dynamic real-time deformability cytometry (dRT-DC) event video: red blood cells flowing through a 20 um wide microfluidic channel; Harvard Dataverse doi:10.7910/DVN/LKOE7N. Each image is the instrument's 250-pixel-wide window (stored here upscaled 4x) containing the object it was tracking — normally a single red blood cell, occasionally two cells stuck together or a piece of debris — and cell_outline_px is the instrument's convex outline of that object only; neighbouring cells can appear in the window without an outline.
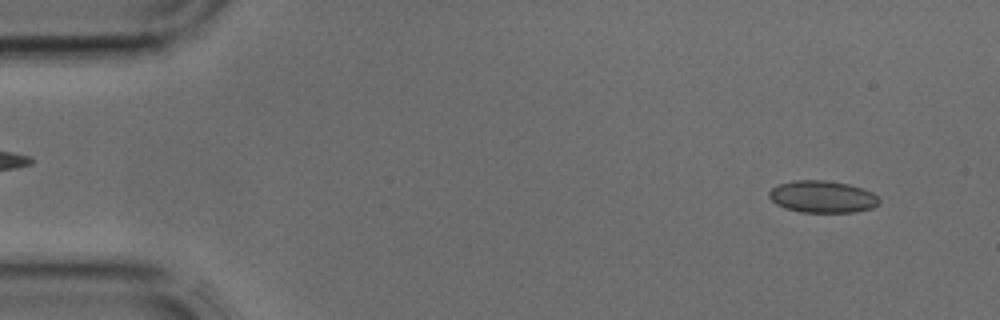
{"species": "common noctule bat (a hibernating species)", "species_latin": "Nyctalus noctula", "temperature_condition": "cold", "stored_images_in_passage": 12, "camera_frame_rate_fps": 3000, "um_per_image_px": 0.085, "animal": {"sex": "male", "body_mass_g": 17.9, "forearm_length_mm": 54.2}, "frame": {"image": 1, "passage_image": 3, "time_ms": 0.667, "image_size_px": [1000, 320], "cell_outline_px": [[880, 204], [872, 208], [856, 212], [800, 212], [784, 208], [776, 204], [768, 196], [768, 192], [772, 188], [780, 184], [796, 180], [824, 180], [848, 184], [872, 192], [880, 200]], "centroid_in_image_um": [69.9, 16.73], "position_along_channel_um": 15.1, "area_um2": 20.52}}